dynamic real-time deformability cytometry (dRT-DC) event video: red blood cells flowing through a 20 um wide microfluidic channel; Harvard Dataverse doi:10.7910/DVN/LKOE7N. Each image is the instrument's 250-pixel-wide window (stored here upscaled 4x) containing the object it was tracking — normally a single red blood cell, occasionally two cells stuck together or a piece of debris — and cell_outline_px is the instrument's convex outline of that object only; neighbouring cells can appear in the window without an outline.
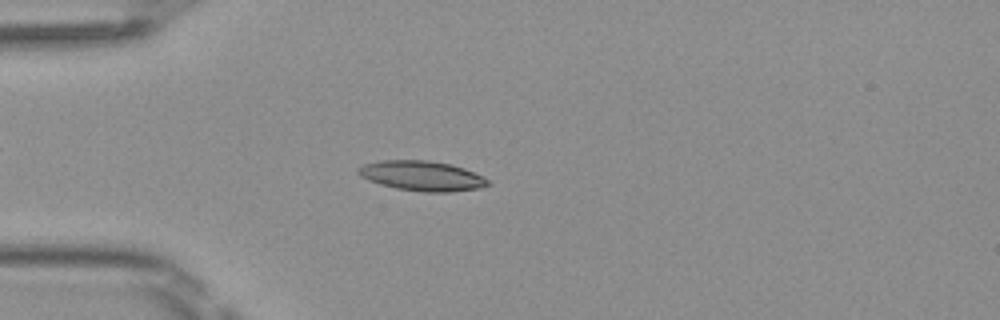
{"species": "Egyptian fruit bat (a non-hibernating species)", "species_latin": "Rousettus aegyptiacus", "temperature_condition": "room temperature", "stored_images_in_passage": 49, "camera_frame_rate_fps": 3000, "um_per_image_px": 0.085, "frame": {"image": 1, "passage_image": 13, "time_ms": 4.0, "image_size_px": [1000, 320], "cell_outline_px": [[492, 184], [480, 188], [452, 192], [424, 192], [396, 188], [380, 184], [368, 180], [360, 176], [356, 172], [356, 168], [364, 164], [380, 160], [428, 160], [452, 164], [464, 168], [484, 176]], "centroid_in_image_um": [35.87, 14.94], "position_along_channel_um": 49.1, "area_um2": 22.89}}
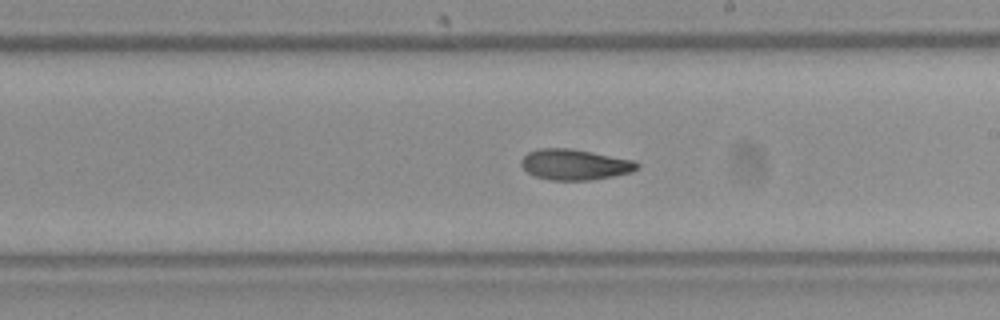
{"frame": {"image": 2, "passage_image": 28, "time_ms": 9.0, "image_size_px": [1000, 320], "cell_outline_px": [[640, 168], [632, 172], [592, 180], [552, 180], [536, 176], [528, 172], [520, 164], [520, 160], [528, 152], [540, 148], [572, 148], [636, 160], [640, 164]], "centroid_in_image_um": [48.9, 13.97], "position_along_channel_um": 240.1, "area_um2": 20.92}}
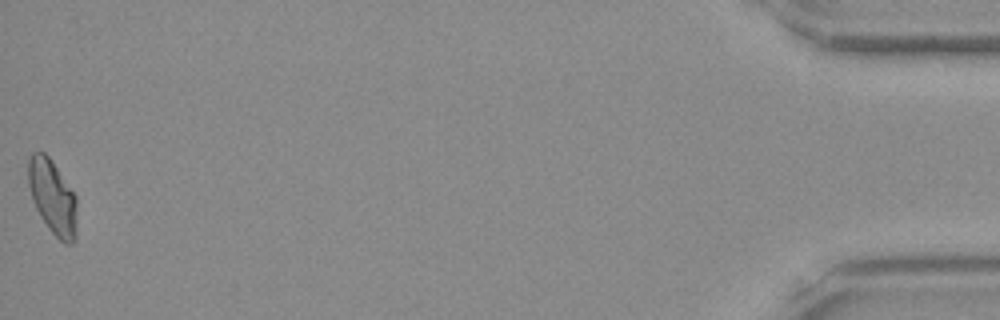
{"frame": {"image": 3, "passage_image": 49, "time_ms": 16.0, "image_size_px": [1000, 320], "cell_outline_px": [[76, 240], [72, 244], [64, 244], [48, 228], [40, 216], [32, 200], [28, 184], [28, 160], [32, 152], [44, 152], [48, 156], [76, 196]], "centroid_in_image_um": [4.46, 16.78], "position_along_channel_um": 430.7, "area_um2": 21.04}, "authors_computed_cell_mechanics": {"area_um2": 20.9236, "velocity_mm_per_s": 4.0981, "shape_relaxation_time_tau1_ms": 4.1263, "shape_relaxation_time_tau2_ms": 4.9014, "deformation_change_tau1": 0.1685, "deformation_change_tau2": 0.1217}}